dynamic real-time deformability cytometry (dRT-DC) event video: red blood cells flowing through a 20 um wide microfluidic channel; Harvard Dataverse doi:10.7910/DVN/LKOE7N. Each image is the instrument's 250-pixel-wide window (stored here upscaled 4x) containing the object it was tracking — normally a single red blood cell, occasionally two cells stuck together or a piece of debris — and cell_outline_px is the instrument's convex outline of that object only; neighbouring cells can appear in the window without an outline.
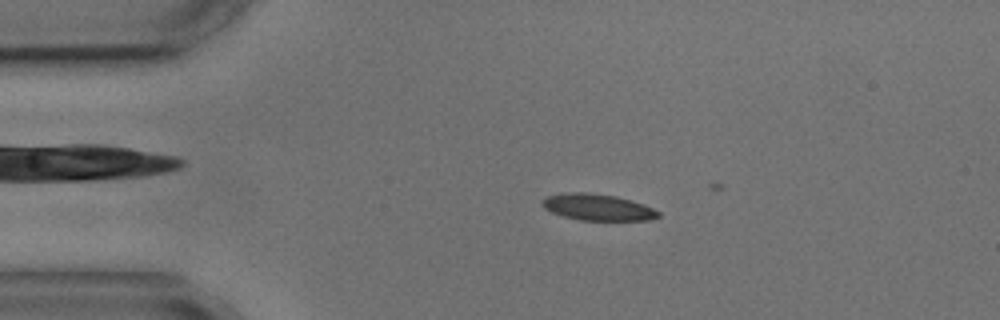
{"species": "common noctule bat (a hibernating species)", "species_latin": "Nyctalus noctula", "temperature_condition": "cold", "stored_images_in_passage": 4, "camera_frame_rate_fps": 3000, "um_per_image_px": 0.085, "animal": {"sex": "male", "body_mass_g": 17.9, "forearm_length_mm": 54.2}, "frame": {"image": 1, "passage_image": 3, "time_ms": 3.333, "image_size_px": [1000, 320], "cell_outline_px": [[660, 216], [648, 220], [580, 220], [564, 216], [552, 212], [544, 208], [544, 200], [548, 196], [568, 192], [588, 192], [616, 196], [632, 200], [644, 204], [660, 212]], "centroid_in_image_um": [50.85, 17.61], "position_along_channel_um": 34.2, "area_um2": 17.69}}